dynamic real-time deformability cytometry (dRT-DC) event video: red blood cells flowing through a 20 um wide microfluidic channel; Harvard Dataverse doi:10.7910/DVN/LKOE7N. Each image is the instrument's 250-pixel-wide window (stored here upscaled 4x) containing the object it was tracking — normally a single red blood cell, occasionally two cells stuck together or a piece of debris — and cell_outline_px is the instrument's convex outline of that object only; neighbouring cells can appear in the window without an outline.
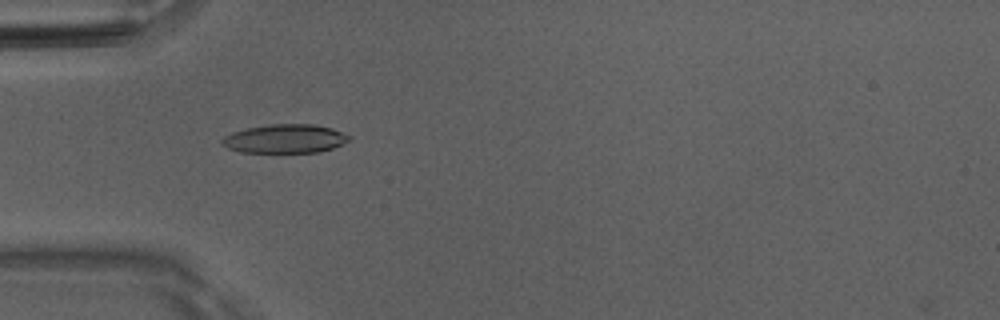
{"species": "Egyptian fruit bat (a non-hibernating species)", "species_latin": "Rousettus aegyptiacus", "temperature_condition": "room temperature", "stored_images_in_passage": 37, "camera_frame_rate_fps": 3000, "um_per_image_px": 0.085, "animal": {"sex": "male"}, "frame": {"image": 1, "passage_image": 3, "time_ms": 0.667, "image_size_px": [1000, 320], "cell_outline_px": [[352, 140], [332, 148], [320, 152], [240, 152], [228, 148], [220, 144], [220, 140], [224, 136], [232, 132], [248, 128], [272, 124], [316, 124], [332, 128], [352, 136]], "centroid_in_image_um": [24.24, 11.79], "position_along_channel_um": 60.8, "area_um2": 21.44}}
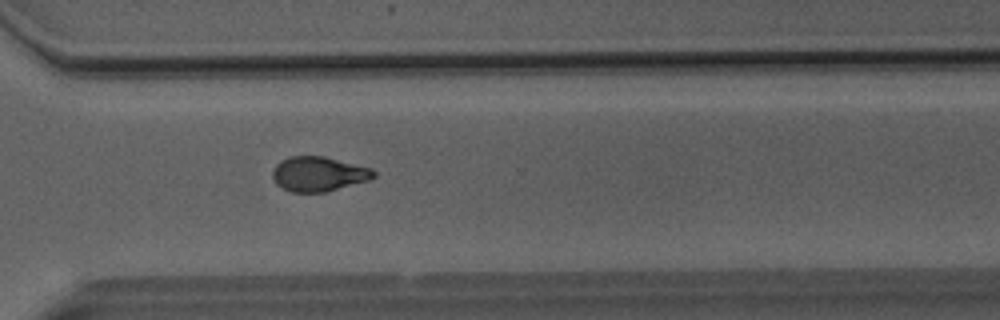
{"frame": {"image": 2, "passage_image": 24, "time_ms": 7.667, "image_size_px": [1000, 320], "cell_outline_px": [[376, 176], [368, 180], [324, 192], [292, 192], [276, 184], [272, 176], [272, 172], [276, 164], [280, 160], [288, 156], [324, 156], [372, 168], [376, 172]], "centroid_in_image_um": [27.06, 14.77], "position_along_channel_um": 343.5, "area_um2": 20.4}}
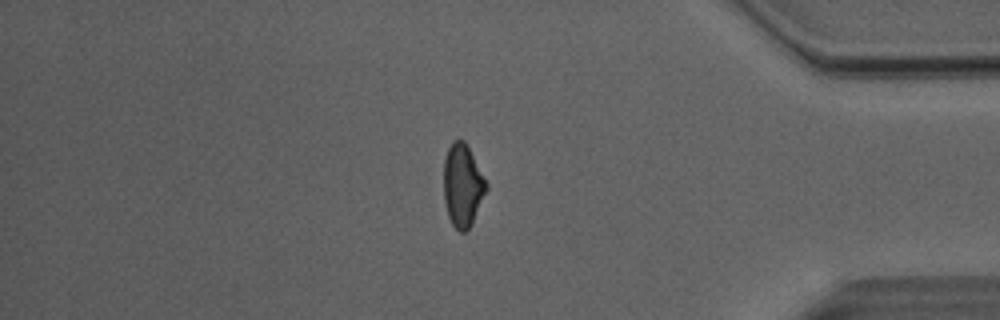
{"frame": {"image": 3, "passage_image": 30, "time_ms": 9.667, "image_size_px": [1000, 320], "cell_outline_px": [[488, 188], [472, 224], [464, 232], [460, 232], [452, 224], [448, 216], [444, 200], [444, 160], [448, 148], [452, 140], [464, 140], [488, 184]], "centroid_in_image_um": [39.32, 15.77], "position_along_channel_um": 395.9, "area_um2": 20.4}, "authors_computed_cell_mechanics": {"area_um2": 20.5768, "velocity_mm_per_s": 4.0868, "shape_relaxation_time_tau1_ms": 5.2923, "shape_relaxation_time_tau2_ms": 2.8912, "deformation_change_tau1": 0.1802, "deformation_change_tau2": 0.0759}}